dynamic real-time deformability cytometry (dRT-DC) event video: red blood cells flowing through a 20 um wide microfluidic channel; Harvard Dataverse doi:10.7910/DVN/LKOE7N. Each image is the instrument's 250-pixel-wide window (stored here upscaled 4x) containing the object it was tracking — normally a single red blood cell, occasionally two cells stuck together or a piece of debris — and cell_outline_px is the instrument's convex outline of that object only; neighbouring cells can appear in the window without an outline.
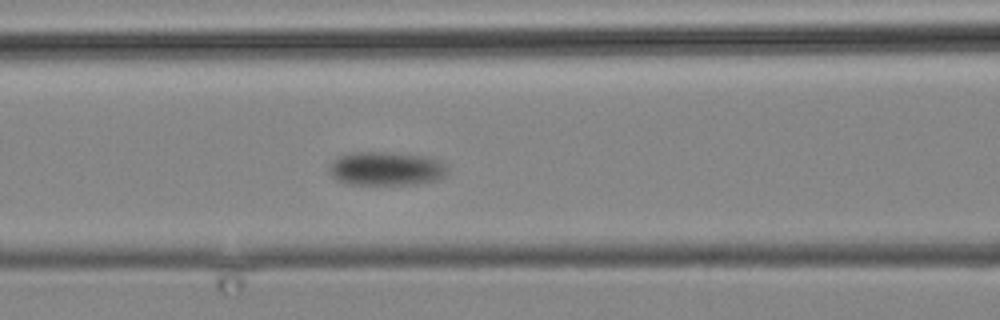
{"species": "common noctule bat (a hibernating species)", "species_latin": "Nyctalus noctula", "temperature_condition": "cold", "stored_images_in_passage": 6, "camera_frame_rate_fps": 3000, "um_per_image_px": 0.085, "animal": {"sex": "male", "body_mass_g": 19.2, "forearm_length_mm": 51.8}, "frame": {"image": 1, "passage_image": 6, "time_ms": 6.0, "image_size_px": [1000, 320], "cell_outline_px": [[448, 172], [444, 176], [436, 180], [412, 184], [352, 184], [336, 180], [332, 176], [328, 168], [340, 156], [352, 152], [392, 152], [428, 156], [444, 164], [448, 168]], "centroid_in_image_um": [32.85, 14.32], "position_along_channel_um": 133.8, "area_um2": 23.12}}